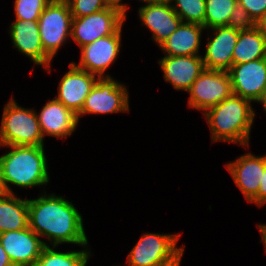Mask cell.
Returning <instances> with one entry per match:
<instances>
[{
    "instance_id": "cell-1",
    "label": "cell",
    "mask_w": 266,
    "mask_h": 266,
    "mask_svg": "<svg viewBox=\"0 0 266 266\" xmlns=\"http://www.w3.org/2000/svg\"><path fill=\"white\" fill-rule=\"evenodd\" d=\"M29 228L39 237L48 238L50 245L74 244L88 247L83 216L72 202L46 191L36 199H28Z\"/></svg>"
},
{
    "instance_id": "cell-2",
    "label": "cell",
    "mask_w": 266,
    "mask_h": 266,
    "mask_svg": "<svg viewBox=\"0 0 266 266\" xmlns=\"http://www.w3.org/2000/svg\"><path fill=\"white\" fill-rule=\"evenodd\" d=\"M248 99L232 94L206 110L203 115L210 128L212 142L224 141L248 147L255 111Z\"/></svg>"
},
{
    "instance_id": "cell-3",
    "label": "cell",
    "mask_w": 266,
    "mask_h": 266,
    "mask_svg": "<svg viewBox=\"0 0 266 266\" xmlns=\"http://www.w3.org/2000/svg\"><path fill=\"white\" fill-rule=\"evenodd\" d=\"M11 151L0 156L4 193L14 194L10 184L21 188L47 185L50 181L44 146H0Z\"/></svg>"
},
{
    "instance_id": "cell-4",
    "label": "cell",
    "mask_w": 266,
    "mask_h": 266,
    "mask_svg": "<svg viewBox=\"0 0 266 266\" xmlns=\"http://www.w3.org/2000/svg\"><path fill=\"white\" fill-rule=\"evenodd\" d=\"M0 146H44L36 111L19 106L13 96L3 109Z\"/></svg>"
},
{
    "instance_id": "cell-5",
    "label": "cell",
    "mask_w": 266,
    "mask_h": 266,
    "mask_svg": "<svg viewBox=\"0 0 266 266\" xmlns=\"http://www.w3.org/2000/svg\"><path fill=\"white\" fill-rule=\"evenodd\" d=\"M72 14L65 0H51L38 19L45 53L53 60L60 47L71 37Z\"/></svg>"
},
{
    "instance_id": "cell-6",
    "label": "cell",
    "mask_w": 266,
    "mask_h": 266,
    "mask_svg": "<svg viewBox=\"0 0 266 266\" xmlns=\"http://www.w3.org/2000/svg\"><path fill=\"white\" fill-rule=\"evenodd\" d=\"M127 15L111 6L88 16L72 18L71 39L81 48L99 38L114 34L125 22Z\"/></svg>"
},
{
    "instance_id": "cell-7",
    "label": "cell",
    "mask_w": 266,
    "mask_h": 266,
    "mask_svg": "<svg viewBox=\"0 0 266 266\" xmlns=\"http://www.w3.org/2000/svg\"><path fill=\"white\" fill-rule=\"evenodd\" d=\"M177 234L143 233L127 256L128 266H156L174 258L183 248Z\"/></svg>"
},
{
    "instance_id": "cell-8",
    "label": "cell",
    "mask_w": 266,
    "mask_h": 266,
    "mask_svg": "<svg viewBox=\"0 0 266 266\" xmlns=\"http://www.w3.org/2000/svg\"><path fill=\"white\" fill-rule=\"evenodd\" d=\"M127 87L118 80L99 78L85 99L81 112L77 115L80 122L85 114H114L129 112Z\"/></svg>"
},
{
    "instance_id": "cell-9",
    "label": "cell",
    "mask_w": 266,
    "mask_h": 266,
    "mask_svg": "<svg viewBox=\"0 0 266 266\" xmlns=\"http://www.w3.org/2000/svg\"><path fill=\"white\" fill-rule=\"evenodd\" d=\"M187 93L188 107L204 113L233 94L229 74L227 71L205 69Z\"/></svg>"
},
{
    "instance_id": "cell-10",
    "label": "cell",
    "mask_w": 266,
    "mask_h": 266,
    "mask_svg": "<svg viewBox=\"0 0 266 266\" xmlns=\"http://www.w3.org/2000/svg\"><path fill=\"white\" fill-rule=\"evenodd\" d=\"M123 25L114 33L80 48L81 57L78 64L72 62L77 68L92 73L99 78H111L105 74L106 70L114 64L119 56L121 34Z\"/></svg>"
},
{
    "instance_id": "cell-11",
    "label": "cell",
    "mask_w": 266,
    "mask_h": 266,
    "mask_svg": "<svg viewBox=\"0 0 266 266\" xmlns=\"http://www.w3.org/2000/svg\"><path fill=\"white\" fill-rule=\"evenodd\" d=\"M244 23L211 29L212 37H208L205 54L202 56L205 69L228 71L233 65V50L239 31Z\"/></svg>"
},
{
    "instance_id": "cell-12",
    "label": "cell",
    "mask_w": 266,
    "mask_h": 266,
    "mask_svg": "<svg viewBox=\"0 0 266 266\" xmlns=\"http://www.w3.org/2000/svg\"><path fill=\"white\" fill-rule=\"evenodd\" d=\"M225 167L246 201L258 206L259 183L266 167V154L255 156L251 152L245 153Z\"/></svg>"
},
{
    "instance_id": "cell-13",
    "label": "cell",
    "mask_w": 266,
    "mask_h": 266,
    "mask_svg": "<svg viewBox=\"0 0 266 266\" xmlns=\"http://www.w3.org/2000/svg\"><path fill=\"white\" fill-rule=\"evenodd\" d=\"M0 242L13 266H35L43 248L49 246L29 226L0 233Z\"/></svg>"
},
{
    "instance_id": "cell-14",
    "label": "cell",
    "mask_w": 266,
    "mask_h": 266,
    "mask_svg": "<svg viewBox=\"0 0 266 266\" xmlns=\"http://www.w3.org/2000/svg\"><path fill=\"white\" fill-rule=\"evenodd\" d=\"M234 95L257 102L266 89V57L232 65L227 71Z\"/></svg>"
},
{
    "instance_id": "cell-15",
    "label": "cell",
    "mask_w": 266,
    "mask_h": 266,
    "mask_svg": "<svg viewBox=\"0 0 266 266\" xmlns=\"http://www.w3.org/2000/svg\"><path fill=\"white\" fill-rule=\"evenodd\" d=\"M98 79V76L79 69L70 62L69 71L63 75L58 84V94L55 98L78 115Z\"/></svg>"
},
{
    "instance_id": "cell-16",
    "label": "cell",
    "mask_w": 266,
    "mask_h": 266,
    "mask_svg": "<svg viewBox=\"0 0 266 266\" xmlns=\"http://www.w3.org/2000/svg\"><path fill=\"white\" fill-rule=\"evenodd\" d=\"M9 33L17 51L27 56L34 64L51 72L50 66L53 60L43 49L38 21L16 19L9 26Z\"/></svg>"
},
{
    "instance_id": "cell-17",
    "label": "cell",
    "mask_w": 266,
    "mask_h": 266,
    "mask_svg": "<svg viewBox=\"0 0 266 266\" xmlns=\"http://www.w3.org/2000/svg\"><path fill=\"white\" fill-rule=\"evenodd\" d=\"M163 78L175 90L187 92L205 70L202 55L168 56L158 60Z\"/></svg>"
},
{
    "instance_id": "cell-18",
    "label": "cell",
    "mask_w": 266,
    "mask_h": 266,
    "mask_svg": "<svg viewBox=\"0 0 266 266\" xmlns=\"http://www.w3.org/2000/svg\"><path fill=\"white\" fill-rule=\"evenodd\" d=\"M140 22L152 33V39L160 46L183 22L168 1L145 4L139 7Z\"/></svg>"
},
{
    "instance_id": "cell-19",
    "label": "cell",
    "mask_w": 266,
    "mask_h": 266,
    "mask_svg": "<svg viewBox=\"0 0 266 266\" xmlns=\"http://www.w3.org/2000/svg\"><path fill=\"white\" fill-rule=\"evenodd\" d=\"M37 118L44 138L51 136L64 139L72 135L79 123L77 114L56 98L44 104Z\"/></svg>"
},
{
    "instance_id": "cell-20",
    "label": "cell",
    "mask_w": 266,
    "mask_h": 266,
    "mask_svg": "<svg viewBox=\"0 0 266 266\" xmlns=\"http://www.w3.org/2000/svg\"><path fill=\"white\" fill-rule=\"evenodd\" d=\"M204 26L182 22L179 27L159 46L168 56L200 55Z\"/></svg>"
},
{
    "instance_id": "cell-21",
    "label": "cell",
    "mask_w": 266,
    "mask_h": 266,
    "mask_svg": "<svg viewBox=\"0 0 266 266\" xmlns=\"http://www.w3.org/2000/svg\"><path fill=\"white\" fill-rule=\"evenodd\" d=\"M266 57V35L254 24H245L233 50V65Z\"/></svg>"
},
{
    "instance_id": "cell-22",
    "label": "cell",
    "mask_w": 266,
    "mask_h": 266,
    "mask_svg": "<svg viewBox=\"0 0 266 266\" xmlns=\"http://www.w3.org/2000/svg\"><path fill=\"white\" fill-rule=\"evenodd\" d=\"M28 226V199H22L15 194H1L0 233L22 230Z\"/></svg>"
},
{
    "instance_id": "cell-23",
    "label": "cell",
    "mask_w": 266,
    "mask_h": 266,
    "mask_svg": "<svg viewBox=\"0 0 266 266\" xmlns=\"http://www.w3.org/2000/svg\"><path fill=\"white\" fill-rule=\"evenodd\" d=\"M242 23L237 0H205V29Z\"/></svg>"
},
{
    "instance_id": "cell-24",
    "label": "cell",
    "mask_w": 266,
    "mask_h": 266,
    "mask_svg": "<svg viewBox=\"0 0 266 266\" xmlns=\"http://www.w3.org/2000/svg\"><path fill=\"white\" fill-rule=\"evenodd\" d=\"M56 246H45L35 266H86L92 256L88 247L79 251H57ZM90 250V251H89Z\"/></svg>"
},
{
    "instance_id": "cell-25",
    "label": "cell",
    "mask_w": 266,
    "mask_h": 266,
    "mask_svg": "<svg viewBox=\"0 0 266 266\" xmlns=\"http://www.w3.org/2000/svg\"><path fill=\"white\" fill-rule=\"evenodd\" d=\"M168 2L183 22L204 26L205 0H168Z\"/></svg>"
},
{
    "instance_id": "cell-26",
    "label": "cell",
    "mask_w": 266,
    "mask_h": 266,
    "mask_svg": "<svg viewBox=\"0 0 266 266\" xmlns=\"http://www.w3.org/2000/svg\"><path fill=\"white\" fill-rule=\"evenodd\" d=\"M50 2L51 0H15V18L38 21L41 13Z\"/></svg>"
},
{
    "instance_id": "cell-27",
    "label": "cell",
    "mask_w": 266,
    "mask_h": 266,
    "mask_svg": "<svg viewBox=\"0 0 266 266\" xmlns=\"http://www.w3.org/2000/svg\"><path fill=\"white\" fill-rule=\"evenodd\" d=\"M70 8L72 18H79L96 13L112 5L107 0H65Z\"/></svg>"
},
{
    "instance_id": "cell-28",
    "label": "cell",
    "mask_w": 266,
    "mask_h": 266,
    "mask_svg": "<svg viewBox=\"0 0 266 266\" xmlns=\"http://www.w3.org/2000/svg\"><path fill=\"white\" fill-rule=\"evenodd\" d=\"M242 23L255 24L266 11V0H237Z\"/></svg>"
},
{
    "instance_id": "cell-29",
    "label": "cell",
    "mask_w": 266,
    "mask_h": 266,
    "mask_svg": "<svg viewBox=\"0 0 266 266\" xmlns=\"http://www.w3.org/2000/svg\"><path fill=\"white\" fill-rule=\"evenodd\" d=\"M266 204V167L262 175L261 182L259 183L258 190V206H264Z\"/></svg>"
},
{
    "instance_id": "cell-30",
    "label": "cell",
    "mask_w": 266,
    "mask_h": 266,
    "mask_svg": "<svg viewBox=\"0 0 266 266\" xmlns=\"http://www.w3.org/2000/svg\"><path fill=\"white\" fill-rule=\"evenodd\" d=\"M185 247L186 246H184V248L171 260H169L165 263L156 265V266H180L182 255L184 254Z\"/></svg>"
},
{
    "instance_id": "cell-31",
    "label": "cell",
    "mask_w": 266,
    "mask_h": 266,
    "mask_svg": "<svg viewBox=\"0 0 266 266\" xmlns=\"http://www.w3.org/2000/svg\"><path fill=\"white\" fill-rule=\"evenodd\" d=\"M0 266H13L9 256L3 249L1 242H0Z\"/></svg>"
},
{
    "instance_id": "cell-32",
    "label": "cell",
    "mask_w": 266,
    "mask_h": 266,
    "mask_svg": "<svg viewBox=\"0 0 266 266\" xmlns=\"http://www.w3.org/2000/svg\"><path fill=\"white\" fill-rule=\"evenodd\" d=\"M262 33L266 35V11L262 17L254 24Z\"/></svg>"
},
{
    "instance_id": "cell-33",
    "label": "cell",
    "mask_w": 266,
    "mask_h": 266,
    "mask_svg": "<svg viewBox=\"0 0 266 266\" xmlns=\"http://www.w3.org/2000/svg\"><path fill=\"white\" fill-rule=\"evenodd\" d=\"M107 1L111 5L121 8L126 15V13H127L126 11L128 10V5L126 3H123L122 0H107Z\"/></svg>"
},
{
    "instance_id": "cell-34",
    "label": "cell",
    "mask_w": 266,
    "mask_h": 266,
    "mask_svg": "<svg viewBox=\"0 0 266 266\" xmlns=\"http://www.w3.org/2000/svg\"><path fill=\"white\" fill-rule=\"evenodd\" d=\"M261 234L260 243L264 244L265 251H266V224H259L257 225Z\"/></svg>"
},
{
    "instance_id": "cell-35",
    "label": "cell",
    "mask_w": 266,
    "mask_h": 266,
    "mask_svg": "<svg viewBox=\"0 0 266 266\" xmlns=\"http://www.w3.org/2000/svg\"><path fill=\"white\" fill-rule=\"evenodd\" d=\"M257 103L262 104L263 110L266 113V89H265L264 93L262 94L261 98L257 101Z\"/></svg>"
},
{
    "instance_id": "cell-36",
    "label": "cell",
    "mask_w": 266,
    "mask_h": 266,
    "mask_svg": "<svg viewBox=\"0 0 266 266\" xmlns=\"http://www.w3.org/2000/svg\"><path fill=\"white\" fill-rule=\"evenodd\" d=\"M140 1L143 2L145 5V4L161 3V2L168 1V0H139V2Z\"/></svg>"
},
{
    "instance_id": "cell-37",
    "label": "cell",
    "mask_w": 266,
    "mask_h": 266,
    "mask_svg": "<svg viewBox=\"0 0 266 266\" xmlns=\"http://www.w3.org/2000/svg\"><path fill=\"white\" fill-rule=\"evenodd\" d=\"M4 194V188L2 186V182H1V173H0V195Z\"/></svg>"
}]
</instances>
